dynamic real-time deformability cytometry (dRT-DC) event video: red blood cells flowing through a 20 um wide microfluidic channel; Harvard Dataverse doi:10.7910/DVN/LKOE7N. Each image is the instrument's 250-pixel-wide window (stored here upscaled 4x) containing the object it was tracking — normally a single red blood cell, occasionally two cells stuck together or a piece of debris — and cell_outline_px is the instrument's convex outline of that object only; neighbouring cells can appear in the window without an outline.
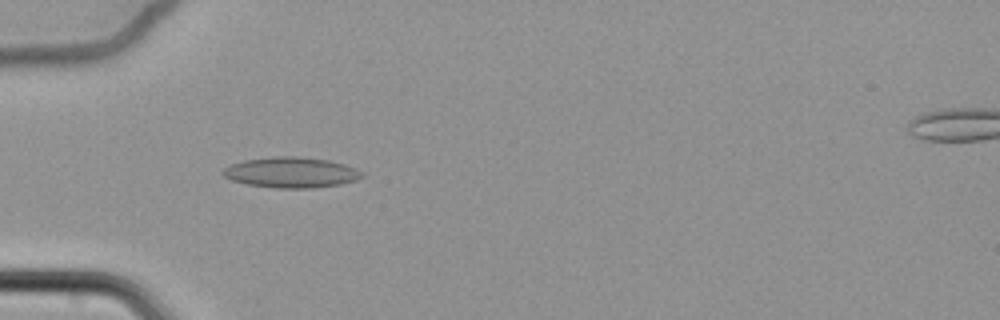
{"species": "common noctule bat (a hibernating species)", "species_latin": "Nyctalus noctula", "temperature_condition": "cold", "stored_images_in_passage": 64, "camera_frame_rate_fps": 3000, "um_per_image_px": 0.085, "animal": {"sex": "female", "body_mass_g": 22.7, "forearm_length_mm": 54.2}, "frame": {"image": 1, "passage_image": 23, "time_ms": 7.333, "image_size_px": [1000, 320], "cell_outline_px": [[364, 176], [356, 180], [340, 184], [312, 188], [276, 188], [248, 184], [232, 180], [224, 176], [220, 172], [224, 168], [232, 164], [244, 160], [276, 156], [296, 156], [328, 160], [344, 164], [356, 168], [364, 172]], "centroid_in_image_um": [24.77, 14.65], "position_along_channel_um": 60.2, "area_um2": 24.74}}
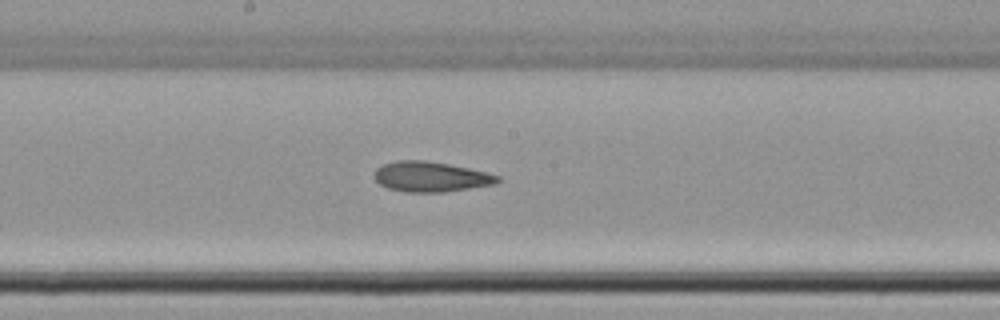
{"frame": {"image": 2, "passage_image": 37, "time_ms": 12.0, "image_size_px": [1000, 320], "cell_outline_px": [[500, 180], [496, 184], [444, 192], [408, 192], [388, 188], [380, 184], [372, 176], [376, 168], [384, 164], [396, 160], [424, 160], [448, 164], [488, 172], [500, 176]], "centroid_in_image_um": [36.61, 15.02], "position_along_channel_um": 211.6, "area_um2": 21.73}}
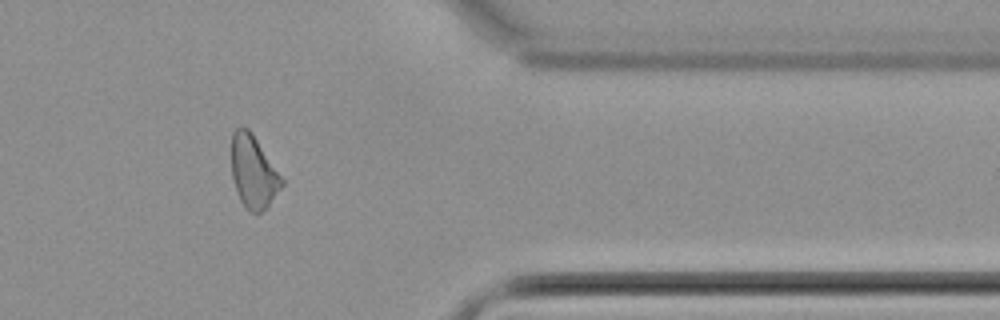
{"frame": {"image": 3, "passage_image": 54, "time_ms": 17.667, "image_size_px": [1000, 320], "cell_outline_px": [[284, 184], [268, 208], [260, 212], [248, 212], [244, 208], [236, 192], [232, 176], [232, 132], [236, 128], [248, 128], [252, 132], [284, 180]], "centroid_in_image_um": [21.55, 14.65], "position_along_channel_um": 389.9, "area_um2": 21.44}}